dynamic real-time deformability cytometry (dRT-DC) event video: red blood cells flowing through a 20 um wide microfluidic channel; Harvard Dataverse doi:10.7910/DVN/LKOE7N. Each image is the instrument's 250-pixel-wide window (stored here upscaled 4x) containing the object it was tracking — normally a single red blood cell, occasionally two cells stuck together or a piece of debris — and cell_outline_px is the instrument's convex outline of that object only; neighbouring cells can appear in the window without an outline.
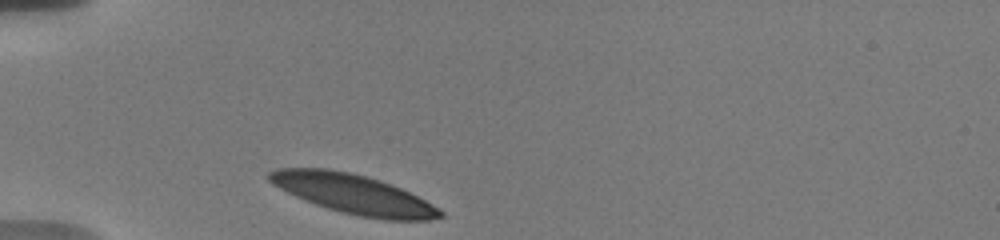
{"species": "human", "species_latin": "Homo sapiens", "temperature_condition": "warm", "stored_images_in_passage": 32, "camera_frame_rate_fps": 3000, "um_per_image_px": 0.085, "donor": {"sex": "male"}, "frame": {"image": 1, "passage_image": 1, "time_ms": 0.0, "image_size_px": [1000, 240], "cell_outline_px": [[444, 216], [428, 220], [384, 220], [360, 216], [340, 212], [316, 204], [296, 196], [272, 184], [268, 180], [268, 172], [276, 168], [328, 168], [348, 172], [380, 180], [400, 188], [440, 208], [444, 212]], "centroid_in_image_um": [30.04, 16.5], "position_along_channel_um": 55.0, "area_um2": 38.96}}
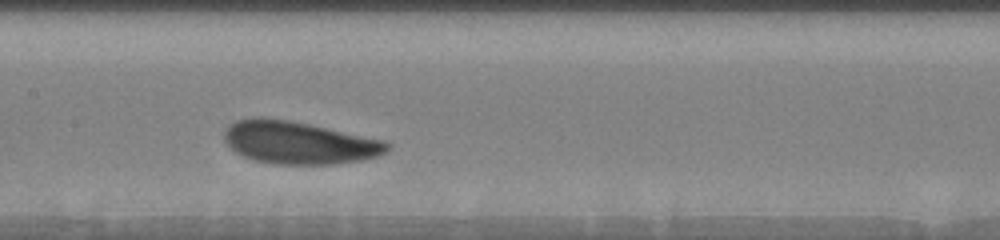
{"frame": {"image": 2, "passage_image": 13, "time_ms": 4.0, "image_size_px": [1000, 240], "cell_outline_px": [[392, 148], [388, 152], [364, 160], [336, 164], [272, 164], [256, 160], [244, 156], [236, 152], [224, 140], [224, 132], [228, 124], [236, 120], [256, 116], [264, 116], [288, 120], [308, 124], [384, 140], [392, 144]], "centroid_in_image_um": [25.42, 12.12], "position_along_channel_um": 182.0, "area_um2": 40.69}}
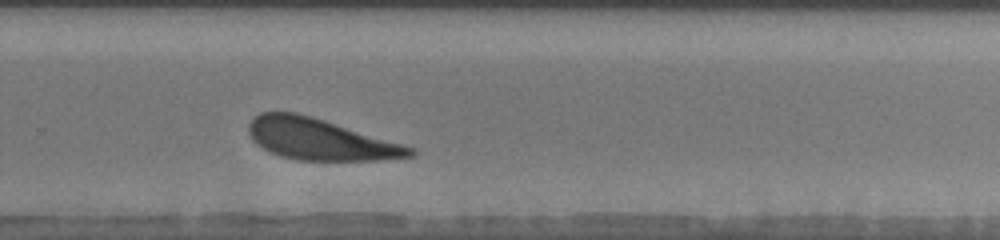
{"frame": {"image": 3, "passage_image": 23, "time_ms": 7.333, "image_size_px": [1000, 240], "cell_outline_px": [[416, 152], [412, 156], [380, 160], [296, 160], [280, 156], [256, 144], [252, 140], [248, 132], [248, 124], [260, 112], [296, 112], [312, 116], [416, 148]], "centroid_in_image_um": [27.2, 11.84], "position_along_channel_um": 302.6, "area_um2": 38.67}, "authors_computed_cell_mechanics": {"area_um2": 40.3444, "velocity_mm_per_s": 3.6276, "shape_relaxation_time_tau1_ms": 1.778, "shape_relaxation_time_tau2_ms": 3.465, "deformation_change_tau1": 0.1114, "deformation_change_tau2": 0.1292}}